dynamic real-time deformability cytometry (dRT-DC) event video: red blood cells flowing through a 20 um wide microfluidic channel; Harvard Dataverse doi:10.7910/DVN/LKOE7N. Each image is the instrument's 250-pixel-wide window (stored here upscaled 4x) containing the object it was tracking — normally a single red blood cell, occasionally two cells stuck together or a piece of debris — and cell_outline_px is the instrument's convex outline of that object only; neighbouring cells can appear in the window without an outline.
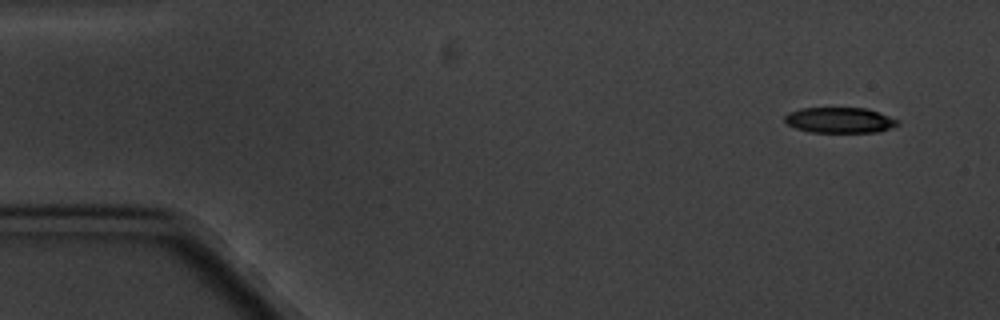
{"species": "common noctule bat (a hibernating species)", "species_latin": "Nyctalus noctula", "temperature_condition": "cold", "stored_images_in_passage": 5, "camera_frame_rate_fps": 3000, "um_per_image_px": 0.085, "animal": {"sex": "male", "body_mass_g": 20.1, "forearm_length_mm": 53.5}, "frame": {"image": 1, "passage_image": 1, "time_ms": 0.0, "image_size_px": [1000, 320], "cell_outline_px": [[900, 124], [880, 132], [812, 132], [796, 128], [788, 124], [784, 120], [784, 116], [788, 112], [800, 108], [864, 108], [900, 120]], "centroid_in_image_um": [71.37, 10.21], "position_along_channel_um": 13.6, "area_um2": 16.76}}
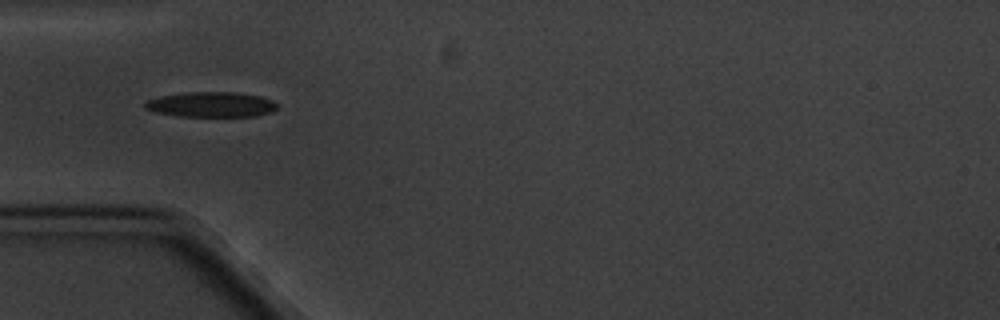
{"frame": {"image": 2, "passage_image": 5, "time_ms": 4.667, "image_size_px": [1000, 320], "cell_outline_px": [[280, 108], [272, 112], [256, 116], [176, 116], [156, 112], [144, 108], [144, 104], [148, 100], [160, 96], [188, 92], [236, 92], [260, 96], [272, 100], [280, 104]], "centroid_in_image_um": [18.02, 8.88], "position_along_channel_um": 67.0, "area_um2": 19.54}}